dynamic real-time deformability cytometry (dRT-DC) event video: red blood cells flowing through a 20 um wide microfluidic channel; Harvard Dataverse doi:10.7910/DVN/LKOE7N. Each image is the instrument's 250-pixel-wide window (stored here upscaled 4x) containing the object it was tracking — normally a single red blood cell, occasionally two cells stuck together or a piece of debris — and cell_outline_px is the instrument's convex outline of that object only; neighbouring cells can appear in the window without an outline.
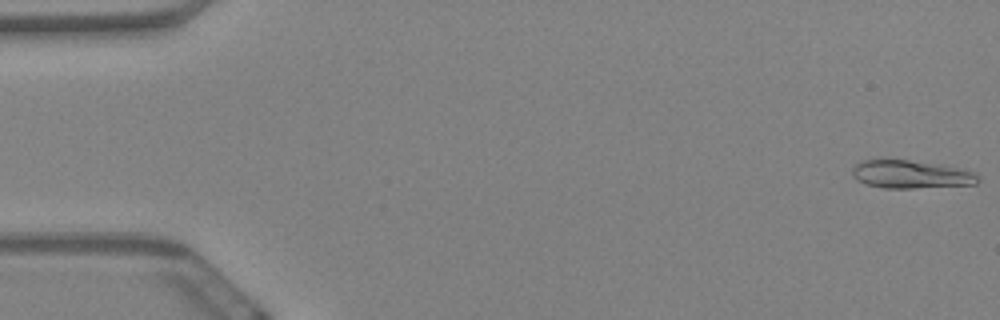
{"species": "Egyptian fruit bat (a non-hibernating species)", "species_latin": "Rousettus aegyptiacus", "temperature_condition": "warm", "stored_images_in_passage": 60, "camera_frame_rate_fps": 3000, "um_per_image_px": 0.085, "animal": {"sex": "female"}, "frame": {"image": 1, "passage_image": 1, "time_ms": 0.0, "image_size_px": [1000, 320], "cell_outline_px": [[980, 180], [976, 184], [912, 188], [884, 188], [868, 184], [856, 180], [852, 176], [852, 168], [860, 160], [908, 160], [940, 164], [972, 172]], "centroid_in_image_um": [77.37, 14.82], "position_along_channel_um": 7.6, "area_um2": 20.29}}
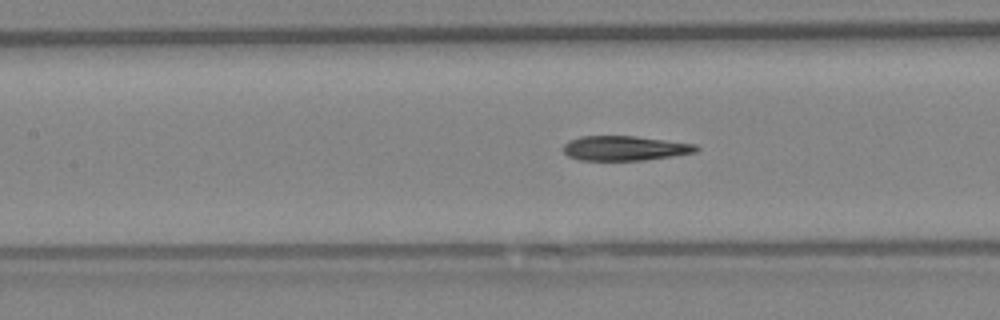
{"frame": {"image": 2, "passage_image": 27, "time_ms": 8.667, "image_size_px": [1000, 320], "cell_outline_px": [[700, 148], [696, 152], [672, 156], [644, 160], [580, 160], [568, 156], [564, 152], [564, 144], [568, 140], [580, 136], [636, 136], [696, 144]], "centroid_in_image_um": [53.1, 12.59], "position_along_channel_um": 154.3, "area_um2": 19.13}}
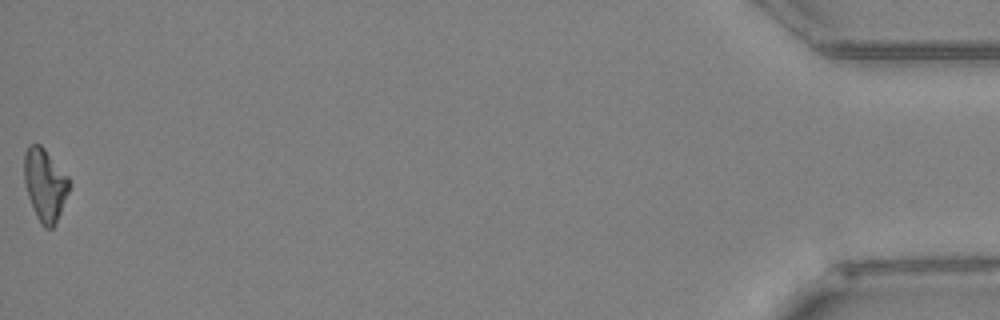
{"frame": {"image": 3, "passage_image": 60, "time_ms": 19.667, "image_size_px": [1000, 320], "cell_outline_px": [[68, 192], [56, 224], [52, 228], [44, 228], [40, 224], [36, 216], [28, 196], [24, 180], [24, 152], [28, 144], [40, 144], [44, 148], [68, 176]], "centroid_in_image_um": [3.8, 15.7], "position_along_channel_um": 431.4, "area_um2": 18.9}, "authors_computed_cell_mechanics": {"area_um2": 19.7676, "velocity_mm_per_s": 3.4251, "shape_relaxation_time_tau1_ms": null, "shape_relaxation_time_tau2_ms": 7.4966, "deformation_change_tau1": null, "deformation_change_tau2": 0.1367}}